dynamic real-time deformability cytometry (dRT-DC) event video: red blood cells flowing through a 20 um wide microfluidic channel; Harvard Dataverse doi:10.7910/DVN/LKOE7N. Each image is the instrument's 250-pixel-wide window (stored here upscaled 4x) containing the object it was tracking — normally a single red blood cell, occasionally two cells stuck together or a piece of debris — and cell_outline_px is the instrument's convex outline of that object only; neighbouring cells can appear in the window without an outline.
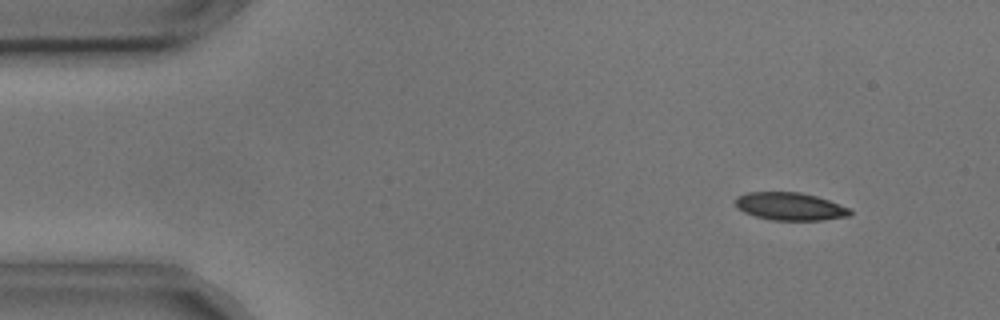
{"species": "common noctule bat (a hibernating species)", "species_latin": "Nyctalus noctula", "temperature_condition": "cold", "stored_images_in_passage": 4, "camera_frame_rate_fps": 3000, "um_per_image_px": 0.085, "animal": {"sex": "male", "body_mass_g": 17.9, "forearm_length_mm": 54.2}, "frame": {"image": 1, "passage_image": 2, "time_ms": 0.333, "image_size_px": [1000, 320], "cell_outline_px": [[852, 212], [848, 216], [824, 220], [772, 220], [756, 216], [744, 212], [736, 208], [736, 196], [748, 192], [800, 192], [816, 196], [852, 208]], "centroid_in_image_um": [67.16, 17.54], "position_along_channel_um": 17.8, "area_um2": 18.61}}